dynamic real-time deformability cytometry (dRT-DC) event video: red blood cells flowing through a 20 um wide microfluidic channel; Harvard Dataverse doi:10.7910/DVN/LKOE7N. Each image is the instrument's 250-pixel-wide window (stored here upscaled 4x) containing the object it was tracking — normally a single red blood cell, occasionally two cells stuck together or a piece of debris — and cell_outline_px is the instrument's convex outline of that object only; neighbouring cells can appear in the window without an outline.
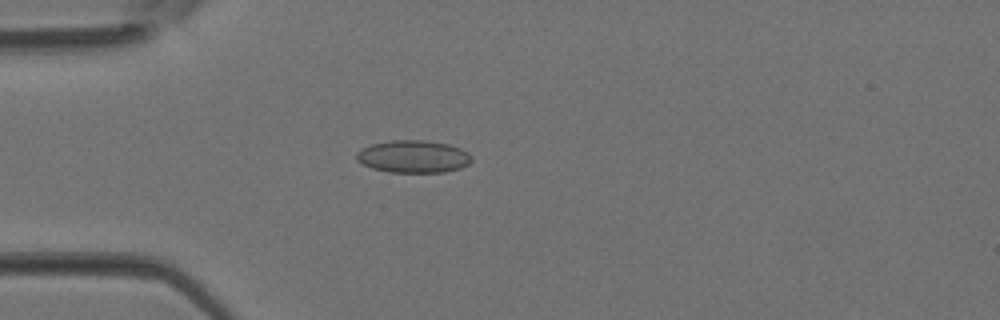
{"species": "Egyptian fruit bat (a non-hibernating species)", "species_latin": "Rousettus aegyptiacus", "temperature_condition": "room temperature", "stored_images_in_passage": 4, "camera_frame_rate_fps": 3000, "um_per_image_px": 0.085, "animal": {"sex": "female"}, "frame": {"image": 1, "passage_image": 4, "time_ms": 1.0, "image_size_px": [1000, 320], "cell_outline_px": [[472, 160], [468, 164], [460, 168], [444, 172], [388, 172], [372, 168], [356, 160], [356, 152], [360, 148], [372, 144], [392, 140], [424, 140], [448, 144], [460, 148], [468, 152], [472, 156]], "centroid_in_image_um": [35.12, 13.3], "position_along_channel_um": 49.9, "area_um2": 21.85}}